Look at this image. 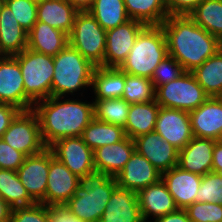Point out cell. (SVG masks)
<instances>
[{
  "mask_svg": "<svg viewBox=\"0 0 222 222\" xmlns=\"http://www.w3.org/2000/svg\"><path fill=\"white\" fill-rule=\"evenodd\" d=\"M65 97H49L34 103L32 110L37 114L41 137L49 147L66 137L81 136L94 118V102Z\"/></svg>",
  "mask_w": 222,
  "mask_h": 222,
  "instance_id": "1",
  "label": "cell"
},
{
  "mask_svg": "<svg viewBox=\"0 0 222 222\" xmlns=\"http://www.w3.org/2000/svg\"><path fill=\"white\" fill-rule=\"evenodd\" d=\"M168 55L176 59L184 71L191 72L215 55L222 42L187 15H170L161 24Z\"/></svg>",
  "mask_w": 222,
  "mask_h": 222,
  "instance_id": "2",
  "label": "cell"
},
{
  "mask_svg": "<svg viewBox=\"0 0 222 222\" xmlns=\"http://www.w3.org/2000/svg\"><path fill=\"white\" fill-rule=\"evenodd\" d=\"M117 186L115 177L94 171L79 177V186L64 206L81 221H100L113 190Z\"/></svg>",
  "mask_w": 222,
  "mask_h": 222,
  "instance_id": "3",
  "label": "cell"
},
{
  "mask_svg": "<svg viewBox=\"0 0 222 222\" xmlns=\"http://www.w3.org/2000/svg\"><path fill=\"white\" fill-rule=\"evenodd\" d=\"M53 59L54 73L51 96L68 98V95H72L74 98L78 91L83 90L84 92L88 88L90 90L92 74L96 66L84 58L75 48L68 44Z\"/></svg>",
  "mask_w": 222,
  "mask_h": 222,
  "instance_id": "4",
  "label": "cell"
},
{
  "mask_svg": "<svg viewBox=\"0 0 222 222\" xmlns=\"http://www.w3.org/2000/svg\"><path fill=\"white\" fill-rule=\"evenodd\" d=\"M167 56L166 37L161 25H146L118 68L126 74L151 79L156 67Z\"/></svg>",
  "mask_w": 222,
  "mask_h": 222,
  "instance_id": "5",
  "label": "cell"
},
{
  "mask_svg": "<svg viewBox=\"0 0 222 222\" xmlns=\"http://www.w3.org/2000/svg\"><path fill=\"white\" fill-rule=\"evenodd\" d=\"M14 57L21 68L26 96L33 103L51 97L54 73L53 56L26 48Z\"/></svg>",
  "mask_w": 222,
  "mask_h": 222,
  "instance_id": "6",
  "label": "cell"
},
{
  "mask_svg": "<svg viewBox=\"0 0 222 222\" xmlns=\"http://www.w3.org/2000/svg\"><path fill=\"white\" fill-rule=\"evenodd\" d=\"M69 45L96 67H103L106 48V31L88 12H78L73 29L68 35Z\"/></svg>",
  "mask_w": 222,
  "mask_h": 222,
  "instance_id": "7",
  "label": "cell"
},
{
  "mask_svg": "<svg viewBox=\"0 0 222 222\" xmlns=\"http://www.w3.org/2000/svg\"><path fill=\"white\" fill-rule=\"evenodd\" d=\"M209 96L197 83L192 72L185 71L177 79L159 86L155 100L163 108L190 112L203 104Z\"/></svg>",
  "mask_w": 222,
  "mask_h": 222,
  "instance_id": "8",
  "label": "cell"
},
{
  "mask_svg": "<svg viewBox=\"0 0 222 222\" xmlns=\"http://www.w3.org/2000/svg\"><path fill=\"white\" fill-rule=\"evenodd\" d=\"M1 138L25 156L39 154L47 148L42 141L38 116L32 109L20 111Z\"/></svg>",
  "mask_w": 222,
  "mask_h": 222,
  "instance_id": "9",
  "label": "cell"
},
{
  "mask_svg": "<svg viewBox=\"0 0 222 222\" xmlns=\"http://www.w3.org/2000/svg\"><path fill=\"white\" fill-rule=\"evenodd\" d=\"M48 148L58 161L78 177L96 171L93 150L89 148L81 136L59 139Z\"/></svg>",
  "mask_w": 222,
  "mask_h": 222,
  "instance_id": "10",
  "label": "cell"
},
{
  "mask_svg": "<svg viewBox=\"0 0 222 222\" xmlns=\"http://www.w3.org/2000/svg\"><path fill=\"white\" fill-rule=\"evenodd\" d=\"M0 103L13 105L21 111L34 106L25 94L21 68L14 56L0 57Z\"/></svg>",
  "mask_w": 222,
  "mask_h": 222,
  "instance_id": "11",
  "label": "cell"
},
{
  "mask_svg": "<svg viewBox=\"0 0 222 222\" xmlns=\"http://www.w3.org/2000/svg\"><path fill=\"white\" fill-rule=\"evenodd\" d=\"M49 168L50 149L47 147L39 154L26 156L17 170L21 183L36 203L45 204Z\"/></svg>",
  "mask_w": 222,
  "mask_h": 222,
  "instance_id": "12",
  "label": "cell"
},
{
  "mask_svg": "<svg viewBox=\"0 0 222 222\" xmlns=\"http://www.w3.org/2000/svg\"><path fill=\"white\" fill-rule=\"evenodd\" d=\"M146 25L130 19L125 24L106 31L103 67H119L135 44L137 35Z\"/></svg>",
  "mask_w": 222,
  "mask_h": 222,
  "instance_id": "13",
  "label": "cell"
},
{
  "mask_svg": "<svg viewBox=\"0 0 222 222\" xmlns=\"http://www.w3.org/2000/svg\"><path fill=\"white\" fill-rule=\"evenodd\" d=\"M155 131L178 150L184 148L194 137L189 112L174 108H159Z\"/></svg>",
  "mask_w": 222,
  "mask_h": 222,
  "instance_id": "14",
  "label": "cell"
},
{
  "mask_svg": "<svg viewBox=\"0 0 222 222\" xmlns=\"http://www.w3.org/2000/svg\"><path fill=\"white\" fill-rule=\"evenodd\" d=\"M79 186V177L58 161L50 150V168L45 194V205L63 206Z\"/></svg>",
  "mask_w": 222,
  "mask_h": 222,
  "instance_id": "15",
  "label": "cell"
},
{
  "mask_svg": "<svg viewBox=\"0 0 222 222\" xmlns=\"http://www.w3.org/2000/svg\"><path fill=\"white\" fill-rule=\"evenodd\" d=\"M135 150L161 173L178 166L179 150L160 137L156 131L133 139Z\"/></svg>",
  "mask_w": 222,
  "mask_h": 222,
  "instance_id": "16",
  "label": "cell"
},
{
  "mask_svg": "<svg viewBox=\"0 0 222 222\" xmlns=\"http://www.w3.org/2000/svg\"><path fill=\"white\" fill-rule=\"evenodd\" d=\"M193 136L221 141L222 97H209L198 108L189 112Z\"/></svg>",
  "mask_w": 222,
  "mask_h": 222,
  "instance_id": "17",
  "label": "cell"
},
{
  "mask_svg": "<svg viewBox=\"0 0 222 222\" xmlns=\"http://www.w3.org/2000/svg\"><path fill=\"white\" fill-rule=\"evenodd\" d=\"M161 178L162 173L136 150L125 167L115 176L119 187L136 193L149 185L156 184Z\"/></svg>",
  "mask_w": 222,
  "mask_h": 222,
  "instance_id": "18",
  "label": "cell"
},
{
  "mask_svg": "<svg viewBox=\"0 0 222 222\" xmlns=\"http://www.w3.org/2000/svg\"><path fill=\"white\" fill-rule=\"evenodd\" d=\"M217 141L193 137L179 150L178 166L188 172L203 176L212 172L213 148Z\"/></svg>",
  "mask_w": 222,
  "mask_h": 222,
  "instance_id": "19",
  "label": "cell"
},
{
  "mask_svg": "<svg viewBox=\"0 0 222 222\" xmlns=\"http://www.w3.org/2000/svg\"><path fill=\"white\" fill-rule=\"evenodd\" d=\"M162 181L179 209H186L195 202L202 176L184 171L179 166L162 173Z\"/></svg>",
  "mask_w": 222,
  "mask_h": 222,
  "instance_id": "20",
  "label": "cell"
},
{
  "mask_svg": "<svg viewBox=\"0 0 222 222\" xmlns=\"http://www.w3.org/2000/svg\"><path fill=\"white\" fill-rule=\"evenodd\" d=\"M136 194L142 219L148 220L149 217L150 219L153 217L151 220H154L179 209L162 179Z\"/></svg>",
  "mask_w": 222,
  "mask_h": 222,
  "instance_id": "21",
  "label": "cell"
},
{
  "mask_svg": "<svg viewBox=\"0 0 222 222\" xmlns=\"http://www.w3.org/2000/svg\"><path fill=\"white\" fill-rule=\"evenodd\" d=\"M142 220L137 194L117 186L97 222H140Z\"/></svg>",
  "mask_w": 222,
  "mask_h": 222,
  "instance_id": "22",
  "label": "cell"
},
{
  "mask_svg": "<svg viewBox=\"0 0 222 222\" xmlns=\"http://www.w3.org/2000/svg\"><path fill=\"white\" fill-rule=\"evenodd\" d=\"M134 150V141L128 136L112 145L97 148L93 151L95 170L115 177L125 167Z\"/></svg>",
  "mask_w": 222,
  "mask_h": 222,
  "instance_id": "23",
  "label": "cell"
},
{
  "mask_svg": "<svg viewBox=\"0 0 222 222\" xmlns=\"http://www.w3.org/2000/svg\"><path fill=\"white\" fill-rule=\"evenodd\" d=\"M79 11L68 0H38L37 21L69 35Z\"/></svg>",
  "mask_w": 222,
  "mask_h": 222,
  "instance_id": "24",
  "label": "cell"
},
{
  "mask_svg": "<svg viewBox=\"0 0 222 222\" xmlns=\"http://www.w3.org/2000/svg\"><path fill=\"white\" fill-rule=\"evenodd\" d=\"M28 32L13 16L11 9L4 6L0 12V52L3 56L20 54L27 48Z\"/></svg>",
  "mask_w": 222,
  "mask_h": 222,
  "instance_id": "25",
  "label": "cell"
},
{
  "mask_svg": "<svg viewBox=\"0 0 222 222\" xmlns=\"http://www.w3.org/2000/svg\"><path fill=\"white\" fill-rule=\"evenodd\" d=\"M68 44V34L40 21L28 32L27 48L38 53L54 57Z\"/></svg>",
  "mask_w": 222,
  "mask_h": 222,
  "instance_id": "26",
  "label": "cell"
},
{
  "mask_svg": "<svg viewBox=\"0 0 222 222\" xmlns=\"http://www.w3.org/2000/svg\"><path fill=\"white\" fill-rule=\"evenodd\" d=\"M160 105L156 100L130 104L129 113L125 126L126 136L135 139L141 135L155 131Z\"/></svg>",
  "mask_w": 222,
  "mask_h": 222,
  "instance_id": "27",
  "label": "cell"
},
{
  "mask_svg": "<svg viewBox=\"0 0 222 222\" xmlns=\"http://www.w3.org/2000/svg\"><path fill=\"white\" fill-rule=\"evenodd\" d=\"M125 86V72L118 67H95L91 89L94 99L122 98Z\"/></svg>",
  "mask_w": 222,
  "mask_h": 222,
  "instance_id": "28",
  "label": "cell"
},
{
  "mask_svg": "<svg viewBox=\"0 0 222 222\" xmlns=\"http://www.w3.org/2000/svg\"><path fill=\"white\" fill-rule=\"evenodd\" d=\"M191 72L209 97H222V48Z\"/></svg>",
  "mask_w": 222,
  "mask_h": 222,
  "instance_id": "29",
  "label": "cell"
},
{
  "mask_svg": "<svg viewBox=\"0 0 222 222\" xmlns=\"http://www.w3.org/2000/svg\"><path fill=\"white\" fill-rule=\"evenodd\" d=\"M81 137L89 148L94 151L99 147L122 141L127 136L122 126L106 123L94 117L83 130Z\"/></svg>",
  "mask_w": 222,
  "mask_h": 222,
  "instance_id": "30",
  "label": "cell"
},
{
  "mask_svg": "<svg viewBox=\"0 0 222 222\" xmlns=\"http://www.w3.org/2000/svg\"><path fill=\"white\" fill-rule=\"evenodd\" d=\"M128 16L145 25H161L169 16L166 0H124Z\"/></svg>",
  "mask_w": 222,
  "mask_h": 222,
  "instance_id": "31",
  "label": "cell"
},
{
  "mask_svg": "<svg viewBox=\"0 0 222 222\" xmlns=\"http://www.w3.org/2000/svg\"><path fill=\"white\" fill-rule=\"evenodd\" d=\"M88 12L105 31L116 28L130 20L124 0H94Z\"/></svg>",
  "mask_w": 222,
  "mask_h": 222,
  "instance_id": "32",
  "label": "cell"
},
{
  "mask_svg": "<svg viewBox=\"0 0 222 222\" xmlns=\"http://www.w3.org/2000/svg\"><path fill=\"white\" fill-rule=\"evenodd\" d=\"M0 197L12 208L36 204L21 183L17 171L0 169Z\"/></svg>",
  "mask_w": 222,
  "mask_h": 222,
  "instance_id": "33",
  "label": "cell"
},
{
  "mask_svg": "<svg viewBox=\"0 0 222 222\" xmlns=\"http://www.w3.org/2000/svg\"><path fill=\"white\" fill-rule=\"evenodd\" d=\"M189 16L222 42V0H204Z\"/></svg>",
  "mask_w": 222,
  "mask_h": 222,
  "instance_id": "34",
  "label": "cell"
},
{
  "mask_svg": "<svg viewBox=\"0 0 222 222\" xmlns=\"http://www.w3.org/2000/svg\"><path fill=\"white\" fill-rule=\"evenodd\" d=\"M94 117L100 121L124 127L130 104L122 98L93 99Z\"/></svg>",
  "mask_w": 222,
  "mask_h": 222,
  "instance_id": "35",
  "label": "cell"
},
{
  "mask_svg": "<svg viewBox=\"0 0 222 222\" xmlns=\"http://www.w3.org/2000/svg\"><path fill=\"white\" fill-rule=\"evenodd\" d=\"M122 99L129 104L155 100V87L151 79L125 73V86Z\"/></svg>",
  "mask_w": 222,
  "mask_h": 222,
  "instance_id": "36",
  "label": "cell"
},
{
  "mask_svg": "<svg viewBox=\"0 0 222 222\" xmlns=\"http://www.w3.org/2000/svg\"><path fill=\"white\" fill-rule=\"evenodd\" d=\"M195 202L222 204V177L219 173L209 172L202 176Z\"/></svg>",
  "mask_w": 222,
  "mask_h": 222,
  "instance_id": "37",
  "label": "cell"
},
{
  "mask_svg": "<svg viewBox=\"0 0 222 222\" xmlns=\"http://www.w3.org/2000/svg\"><path fill=\"white\" fill-rule=\"evenodd\" d=\"M38 0H5L18 23L29 32L37 22Z\"/></svg>",
  "mask_w": 222,
  "mask_h": 222,
  "instance_id": "38",
  "label": "cell"
},
{
  "mask_svg": "<svg viewBox=\"0 0 222 222\" xmlns=\"http://www.w3.org/2000/svg\"><path fill=\"white\" fill-rule=\"evenodd\" d=\"M185 210L192 222H222V204L194 202Z\"/></svg>",
  "mask_w": 222,
  "mask_h": 222,
  "instance_id": "39",
  "label": "cell"
},
{
  "mask_svg": "<svg viewBox=\"0 0 222 222\" xmlns=\"http://www.w3.org/2000/svg\"><path fill=\"white\" fill-rule=\"evenodd\" d=\"M183 72H185L180 63L172 56L165 57L156 67L155 72L151 78L155 90L170 81L177 79Z\"/></svg>",
  "mask_w": 222,
  "mask_h": 222,
  "instance_id": "40",
  "label": "cell"
},
{
  "mask_svg": "<svg viewBox=\"0 0 222 222\" xmlns=\"http://www.w3.org/2000/svg\"><path fill=\"white\" fill-rule=\"evenodd\" d=\"M9 222H49L48 206L36 203L32 206L13 208Z\"/></svg>",
  "mask_w": 222,
  "mask_h": 222,
  "instance_id": "41",
  "label": "cell"
},
{
  "mask_svg": "<svg viewBox=\"0 0 222 222\" xmlns=\"http://www.w3.org/2000/svg\"><path fill=\"white\" fill-rule=\"evenodd\" d=\"M26 156L0 138V169L17 171Z\"/></svg>",
  "mask_w": 222,
  "mask_h": 222,
  "instance_id": "42",
  "label": "cell"
},
{
  "mask_svg": "<svg viewBox=\"0 0 222 222\" xmlns=\"http://www.w3.org/2000/svg\"><path fill=\"white\" fill-rule=\"evenodd\" d=\"M204 0H166L168 15H187Z\"/></svg>",
  "mask_w": 222,
  "mask_h": 222,
  "instance_id": "43",
  "label": "cell"
},
{
  "mask_svg": "<svg viewBox=\"0 0 222 222\" xmlns=\"http://www.w3.org/2000/svg\"><path fill=\"white\" fill-rule=\"evenodd\" d=\"M49 222H84L72 215L65 206H48Z\"/></svg>",
  "mask_w": 222,
  "mask_h": 222,
  "instance_id": "44",
  "label": "cell"
},
{
  "mask_svg": "<svg viewBox=\"0 0 222 222\" xmlns=\"http://www.w3.org/2000/svg\"><path fill=\"white\" fill-rule=\"evenodd\" d=\"M20 111L21 110L13 105L0 103V138Z\"/></svg>",
  "mask_w": 222,
  "mask_h": 222,
  "instance_id": "45",
  "label": "cell"
},
{
  "mask_svg": "<svg viewBox=\"0 0 222 222\" xmlns=\"http://www.w3.org/2000/svg\"><path fill=\"white\" fill-rule=\"evenodd\" d=\"M154 222H192L185 209H178L173 213L166 214L153 220Z\"/></svg>",
  "mask_w": 222,
  "mask_h": 222,
  "instance_id": "46",
  "label": "cell"
},
{
  "mask_svg": "<svg viewBox=\"0 0 222 222\" xmlns=\"http://www.w3.org/2000/svg\"><path fill=\"white\" fill-rule=\"evenodd\" d=\"M222 170V141H217L213 148L212 172L219 173Z\"/></svg>",
  "mask_w": 222,
  "mask_h": 222,
  "instance_id": "47",
  "label": "cell"
},
{
  "mask_svg": "<svg viewBox=\"0 0 222 222\" xmlns=\"http://www.w3.org/2000/svg\"><path fill=\"white\" fill-rule=\"evenodd\" d=\"M12 207L0 197V222H9Z\"/></svg>",
  "mask_w": 222,
  "mask_h": 222,
  "instance_id": "48",
  "label": "cell"
},
{
  "mask_svg": "<svg viewBox=\"0 0 222 222\" xmlns=\"http://www.w3.org/2000/svg\"><path fill=\"white\" fill-rule=\"evenodd\" d=\"M79 12L88 11L94 0H68Z\"/></svg>",
  "mask_w": 222,
  "mask_h": 222,
  "instance_id": "49",
  "label": "cell"
},
{
  "mask_svg": "<svg viewBox=\"0 0 222 222\" xmlns=\"http://www.w3.org/2000/svg\"><path fill=\"white\" fill-rule=\"evenodd\" d=\"M4 6H5V0H0V12Z\"/></svg>",
  "mask_w": 222,
  "mask_h": 222,
  "instance_id": "50",
  "label": "cell"
},
{
  "mask_svg": "<svg viewBox=\"0 0 222 222\" xmlns=\"http://www.w3.org/2000/svg\"><path fill=\"white\" fill-rule=\"evenodd\" d=\"M140 222H154V221H148L147 219H142Z\"/></svg>",
  "mask_w": 222,
  "mask_h": 222,
  "instance_id": "51",
  "label": "cell"
}]
</instances>
